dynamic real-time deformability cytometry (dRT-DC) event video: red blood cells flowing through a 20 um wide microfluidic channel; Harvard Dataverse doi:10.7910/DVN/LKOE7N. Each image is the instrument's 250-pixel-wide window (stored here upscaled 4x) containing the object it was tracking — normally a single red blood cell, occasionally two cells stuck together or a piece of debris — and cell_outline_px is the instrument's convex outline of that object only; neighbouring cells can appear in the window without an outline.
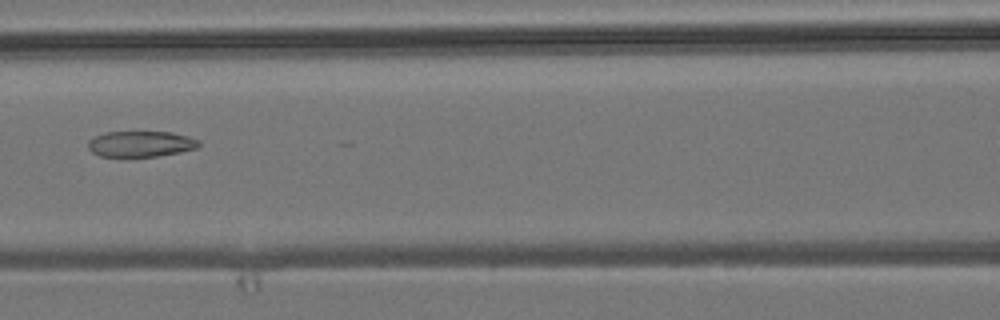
{"species": "common noctule bat (a hibernating species)", "species_latin": "Nyctalus noctula", "temperature_condition": "room temperature", "stored_images_in_passage": 9, "camera_frame_rate_fps": 3000, "um_per_image_px": 0.085, "animal": {"sex": "male", "body_mass_g": 19.2, "forearm_length_mm": 51.8}, "frame": {"image": 1, "passage_image": 7, "time_ms": 7.0, "image_size_px": [1000, 320], "cell_outline_px": [[200, 144], [196, 148], [180, 152], [156, 156], [100, 156], [92, 152], [88, 148], [88, 140], [104, 132], [172, 132], [188, 136], [200, 140]], "centroid_in_image_um": [11.97, 12.22], "position_along_channel_um": 154.6, "area_um2": 16.59}}
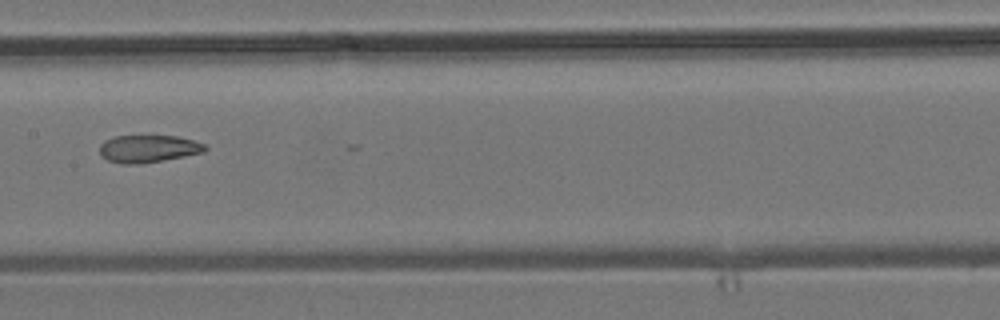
{"frame": {"image": 2, "passage_image": 8, "time_ms": 8.0, "image_size_px": [1000, 320], "cell_outline_px": [[208, 148], [204, 152], [164, 160], [140, 164], [120, 164], [108, 160], [100, 156], [100, 144], [104, 140], [116, 136], [176, 136], [192, 140], [204, 144]], "centroid_in_image_um": [12.57, 12.65], "position_along_channel_um": 194.8, "area_um2": 16.88}}